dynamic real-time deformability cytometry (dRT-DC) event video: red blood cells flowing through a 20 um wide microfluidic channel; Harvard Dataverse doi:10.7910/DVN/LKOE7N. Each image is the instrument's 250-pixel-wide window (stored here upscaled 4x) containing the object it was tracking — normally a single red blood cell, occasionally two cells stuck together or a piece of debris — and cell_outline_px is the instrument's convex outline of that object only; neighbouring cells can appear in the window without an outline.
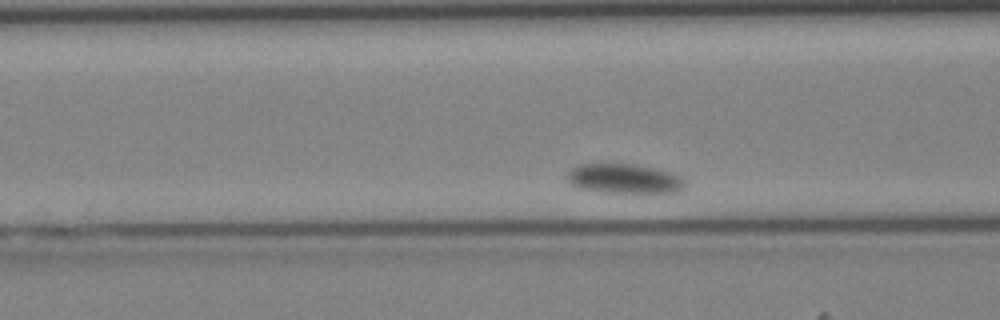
{"species": "Egyptian fruit bat (a non-hibernating species)", "species_latin": "Rousettus aegyptiacus", "temperature_condition": "cold", "stored_images_in_passage": 27, "camera_frame_rate_fps": 3000, "um_per_image_px": 0.085, "animal": {"sex": "female"}, "frame": {"image": 1, "passage_image": 4, "time_ms": 1.0, "image_size_px": [1000, 320], "cell_outline_px": [[688, 184], [680, 192], [600, 192], [580, 188], [572, 184], [564, 176], [572, 168], [580, 164], [632, 164], [652, 168], [668, 172], [680, 176]], "centroid_in_image_um": [53.05, 15.19], "position_along_channel_um": 113.5, "area_um2": 20.17}}
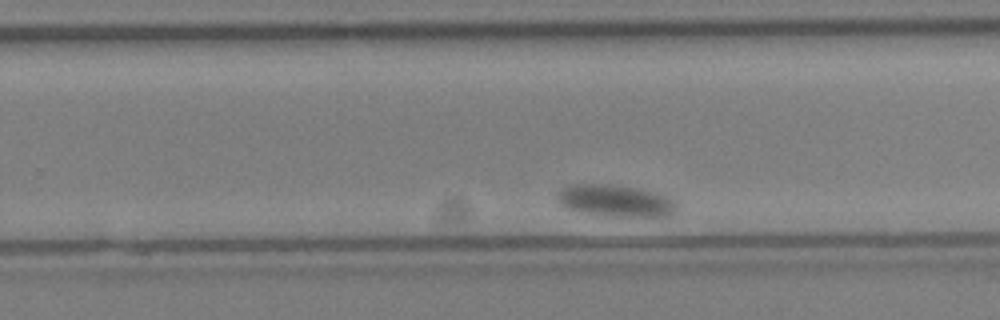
{"frame": {"image": 2, "passage_image": 18, "time_ms": 5.667, "image_size_px": [1000, 320], "cell_outline_px": [[676, 208], [668, 216], [612, 216], [588, 212], [568, 208], [560, 204], [556, 200], [556, 192], [560, 188], [568, 184], [608, 184], [640, 188], [660, 192], [668, 196], [676, 204]], "centroid_in_image_um": [52.29, 17.02], "position_along_channel_um": 277.5, "area_um2": 22.2}}
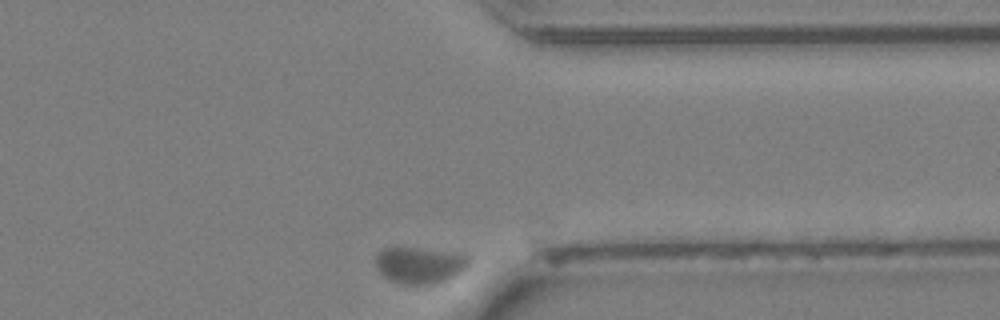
{"frame": {"image": 3, "passage_image": 27, "time_ms": 8.667, "image_size_px": [1000, 320], "cell_outline_px": [[468, 264], [460, 272], [444, 280], [432, 284], [400, 284], [388, 280], [376, 268], [376, 252], [384, 248], [416, 248], [464, 252], [468, 256]], "centroid_in_image_um": [35.65, 22.52], "position_along_channel_um": 375.7, "area_um2": 19.88}}